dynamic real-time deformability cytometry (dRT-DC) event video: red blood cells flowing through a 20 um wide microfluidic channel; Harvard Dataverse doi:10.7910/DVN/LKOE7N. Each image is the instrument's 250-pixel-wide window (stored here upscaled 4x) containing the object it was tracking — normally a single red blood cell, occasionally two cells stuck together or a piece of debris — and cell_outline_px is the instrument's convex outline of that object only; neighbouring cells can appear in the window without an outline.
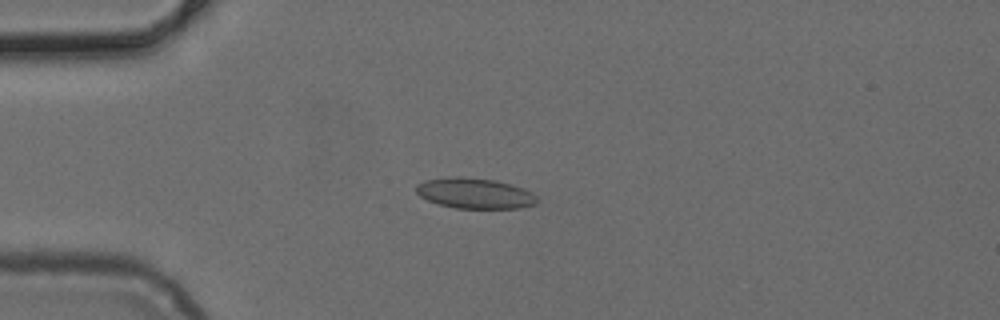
{"species": "common noctule bat (a hibernating species)", "species_latin": "Nyctalus noctula", "temperature_condition": "cold", "stored_images_in_passage": 51, "camera_frame_rate_fps": 3000, "um_per_image_px": 0.085, "animal": {"sex": "female", "body_mass_g": 24.6, "forearm_length_mm": 56.2}, "frame": {"image": 1, "passage_image": 13, "time_ms": 4.0, "image_size_px": [1000, 320], "cell_outline_px": [[536, 204], [520, 208], [456, 208], [440, 204], [428, 200], [420, 196], [416, 192], [416, 184], [428, 180], [448, 176], [460, 176], [496, 180], [532, 192], [536, 196]], "centroid_in_image_um": [40.33, 16.42], "position_along_channel_um": 44.7, "area_um2": 21.33}}
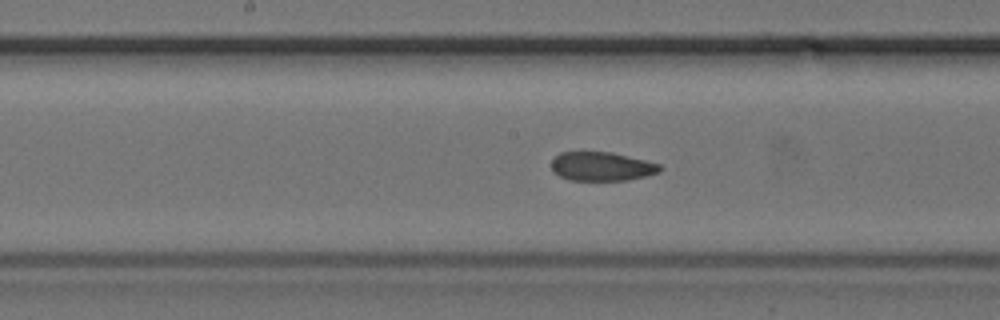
{"frame": {"image": 2, "passage_image": 26, "time_ms": 8.333, "image_size_px": [1000, 320], "cell_outline_px": [[664, 168], [660, 172], [648, 176], [628, 180], [568, 180], [560, 176], [552, 168], [552, 160], [560, 152], [612, 152], [660, 164]], "centroid_in_image_um": [51.19, 14.15], "position_along_channel_um": 197.0, "area_um2": 18.26}}
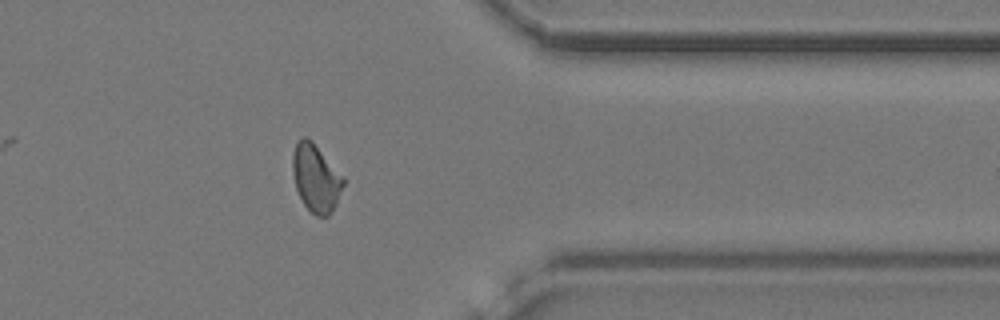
{"frame": {"image": 3, "passage_image": 41, "time_ms": 13.333, "image_size_px": [1000, 320], "cell_outline_px": [[344, 184], [336, 204], [332, 212], [328, 216], [316, 216], [304, 204], [296, 188], [292, 172], [292, 152], [296, 140], [300, 136], [304, 136], [312, 140], [344, 176]], "centroid_in_image_um": [26.84, 15.09], "position_along_channel_um": 384.6, "area_um2": 20.23}}